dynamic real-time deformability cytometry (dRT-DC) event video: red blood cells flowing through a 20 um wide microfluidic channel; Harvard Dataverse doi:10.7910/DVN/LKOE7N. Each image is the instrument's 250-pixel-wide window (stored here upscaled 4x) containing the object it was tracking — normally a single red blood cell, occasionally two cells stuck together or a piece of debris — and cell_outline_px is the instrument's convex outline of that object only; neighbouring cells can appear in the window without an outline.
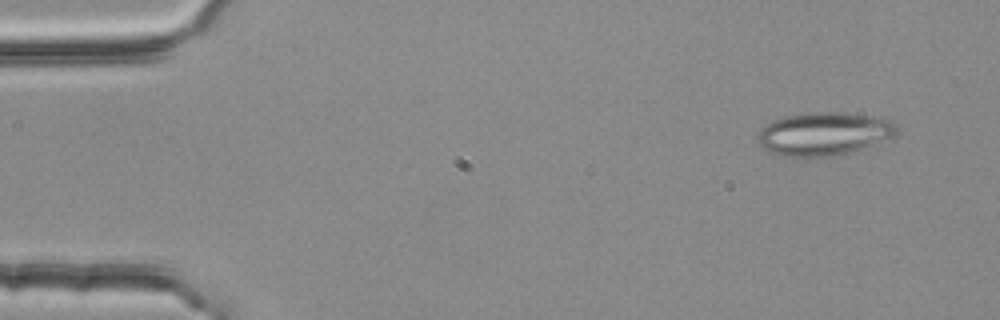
{"species": "common noctule bat (a hibernating species)", "species_latin": "Nyctalus noctula", "temperature_condition": "room temperature", "stored_images_in_passage": 2, "camera_frame_rate_fps": 3000, "um_per_image_px": 0.085, "animal": {"sex": "female", "body_mass_g": 25.1}, "frame": {"image": 1, "passage_image": 1, "time_ms": 0.0, "image_size_px": [1000, 320], "cell_outline_px": [[896, 136], [840, 156], [788, 156], [772, 152], [764, 148], [756, 140], [756, 136], [772, 120], [784, 116], [808, 112], [844, 112], [872, 116], [892, 120], [896, 124]], "centroid_in_image_um": [70.06, 11.36], "position_along_channel_um": 14.9, "area_um2": 34.91}}